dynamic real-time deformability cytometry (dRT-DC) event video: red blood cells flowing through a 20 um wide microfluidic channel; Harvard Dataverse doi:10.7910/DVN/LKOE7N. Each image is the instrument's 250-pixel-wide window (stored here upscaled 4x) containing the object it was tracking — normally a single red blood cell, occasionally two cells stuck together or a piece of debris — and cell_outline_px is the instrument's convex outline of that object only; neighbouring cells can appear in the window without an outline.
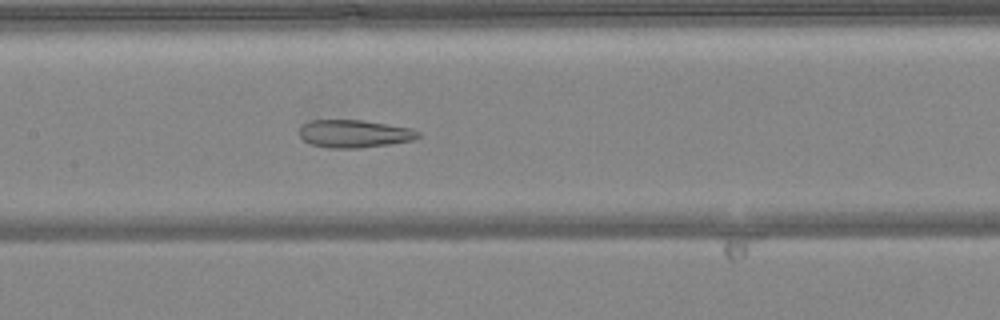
{"species": "common noctule bat (a hibernating species)", "species_latin": "Nyctalus noctula", "temperature_condition": "warm", "stored_images_in_passage": 49, "camera_frame_rate_fps": 3000, "um_per_image_px": 0.085, "animal": {"sex": "female", "body_mass_g": 24.6, "forearm_length_mm": 56.2}, "frame": {"image": 1, "passage_image": 23, "time_ms": 7.333, "image_size_px": [1000, 320], "cell_outline_px": [[420, 136], [412, 140], [392, 144], [360, 148], [328, 148], [312, 144], [304, 140], [300, 136], [300, 124], [308, 120], [360, 120], [412, 128], [420, 132]], "centroid_in_image_um": [30.1, 11.36], "position_along_channel_um": 177.3, "area_um2": 19.31}}
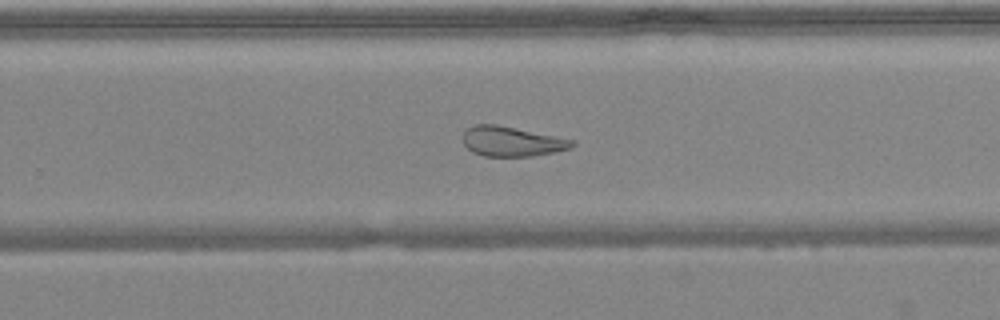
{"frame": {"image": 2, "passage_image": 31, "time_ms": 10.0, "image_size_px": [1000, 320], "cell_outline_px": [[576, 144], [568, 148], [552, 152], [532, 156], [484, 156], [472, 152], [464, 144], [460, 136], [468, 128], [476, 124], [496, 124], [576, 140]], "centroid_in_image_um": [43.46, 12.01], "position_along_channel_um": 286.3, "area_um2": 18.96}}
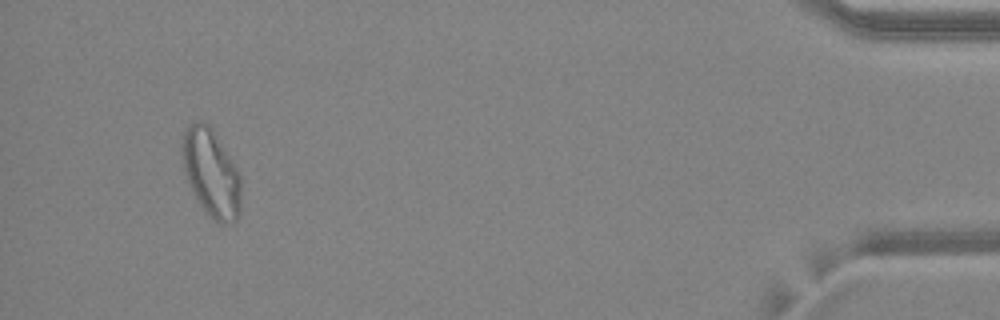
{"frame": {"image": 3, "passage_image": 46, "time_ms": 15.0, "image_size_px": [1000, 320], "cell_outline_px": [[240, 216], [236, 220], [224, 224], [220, 224], [200, 204], [188, 180], [184, 168], [184, 132], [192, 124], [200, 120], [208, 124], [212, 128], [236, 168], [240, 176]], "centroid_in_image_um": [18.0, 14.72], "position_along_channel_um": 417.2, "area_um2": 28.84}, "authors_computed_cell_mechanics": {"area_um2": 25.8366, "velocity_mm_per_s": 4.1193, "shape_relaxation_time_tau1_ms": null, "shape_relaxation_time_tau2_ms": 1.8369, "deformation_change_tau1": null, "deformation_change_tau2": 0.1071}}